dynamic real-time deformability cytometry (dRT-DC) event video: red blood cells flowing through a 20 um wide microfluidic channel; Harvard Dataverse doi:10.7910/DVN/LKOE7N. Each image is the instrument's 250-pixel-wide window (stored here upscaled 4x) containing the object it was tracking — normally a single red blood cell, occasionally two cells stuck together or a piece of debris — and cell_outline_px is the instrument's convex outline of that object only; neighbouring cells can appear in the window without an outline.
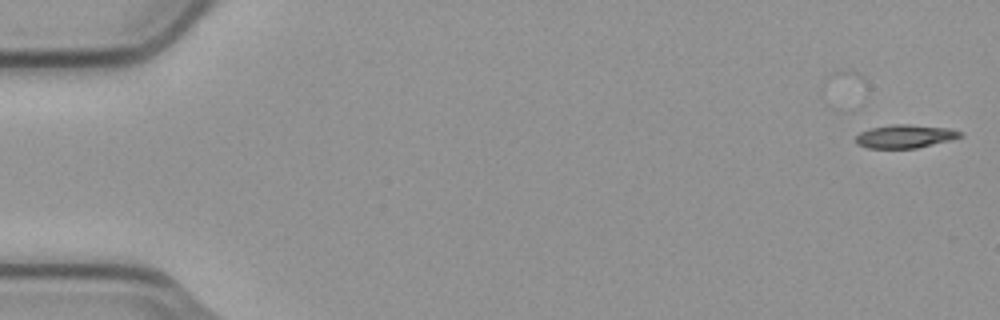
{"species": "common noctule bat (a hibernating species)", "species_latin": "Nyctalus noctula", "temperature_condition": "cold", "stored_images_in_passage": 5, "camera_frame_rate_fps": 3000, "um_per_image_px": 0.085, "animal": {"sex": "male", "body_mass_g": 23.1, "forearm_length_mm": 52.7}, "frame": {"image": 1, "passage_image": 1, "time_ms": 0.0, "image_size_px": [1000, 320], "cell_outline_px": [[964, 136], [916, 148], [868, 148], [856, 144], [856, 136], [860, 132], [872, 128], [892, 124], [908, 124], [952, 128], [964, 132]], "centroid_in_image_um": [76.96, 11.58], "position_along_channel_um": 8.0, "area_um2": 14.22}}